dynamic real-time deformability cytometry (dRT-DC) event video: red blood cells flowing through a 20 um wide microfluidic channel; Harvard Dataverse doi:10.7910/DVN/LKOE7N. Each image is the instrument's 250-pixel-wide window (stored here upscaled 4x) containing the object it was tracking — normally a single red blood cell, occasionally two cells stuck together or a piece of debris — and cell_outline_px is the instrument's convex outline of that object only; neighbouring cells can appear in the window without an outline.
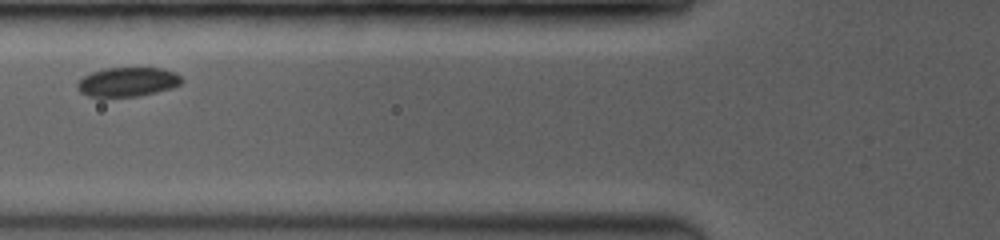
{"species": "common noctule bat (a hibernating species)", "species_latin": "Nyctalus noctula", "temperature_condition": "room temperature", "stored_images_in_passage": 19, "camera_frame_rate_fps": 3500, "um_per_image_px": 0.085, "animal": {"sex": "female", "body_mass_g": 19.0, "forearm_length_mm": 53.3}, "frame": {"image": 1, "passage_image": 4, "time_ms": 1.714, "image_size_px": [1000, 240], "cell_outline_px": [[184, 80], [180, 84], [172, 88], [140, 96], [88, 96], [80, 92], [76, 88], [76, 84], [84, 76], [92, 72], [104, 68], [160, 68], [172, 72], [180, 76]], "centroid_in_image_um": [10.84, 6.96], "position_along_channel_um": 115.0, "area_um2": 17.63}}
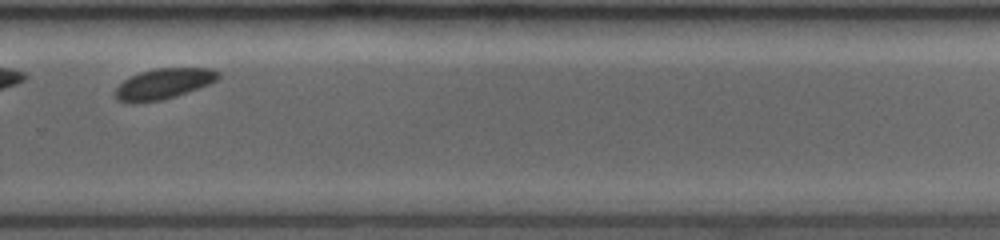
{"frame": {"image": 2, "passage_image": 14, "time_ms": 6.857, "image_size_px": [1000, 240], "cell_outline_px": [[220, 76], [216, 80], [208, 84], [160, 100], [136, 104], [132, 104], [116, 100], [116, 88], [124, 80], [140, 72], [156, 68], [212, 68], [220, 72]], "centroid_in_image_um": [13.87, 7.12], "position_along_channel_um": 315.9, "area_um2": 18.09}}
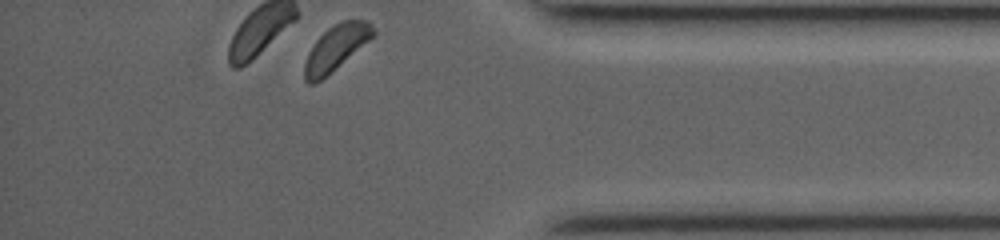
{"frame": {"image": 3, "passage_image": 19, "time_ms": 9.429, "image_size_px": [1000, 240], "cell_outline_px": [[376, 32], [368, 40], [316, 84], [308, 84], [304, 80], [304, 64], [308, 52], [316, 40], [328, 28], [344, 20], [368, 20], [372, 24]], "centroid_in_image_um": [28.52, 4.07], "position_along_channel_um": 406.7, "area_um2": 17.63}, "authors_computed_cell_mechanics": {"area_um2": 18.3226, "velocity_mm_per_s": 3.9123, "shape_relaxation_time_tau1_ms": null, "shape_relaxation_time_tau2_ms": 5.4124, "deformation_change_tau1": null, "deformation_change_tau2": 0.0649}}